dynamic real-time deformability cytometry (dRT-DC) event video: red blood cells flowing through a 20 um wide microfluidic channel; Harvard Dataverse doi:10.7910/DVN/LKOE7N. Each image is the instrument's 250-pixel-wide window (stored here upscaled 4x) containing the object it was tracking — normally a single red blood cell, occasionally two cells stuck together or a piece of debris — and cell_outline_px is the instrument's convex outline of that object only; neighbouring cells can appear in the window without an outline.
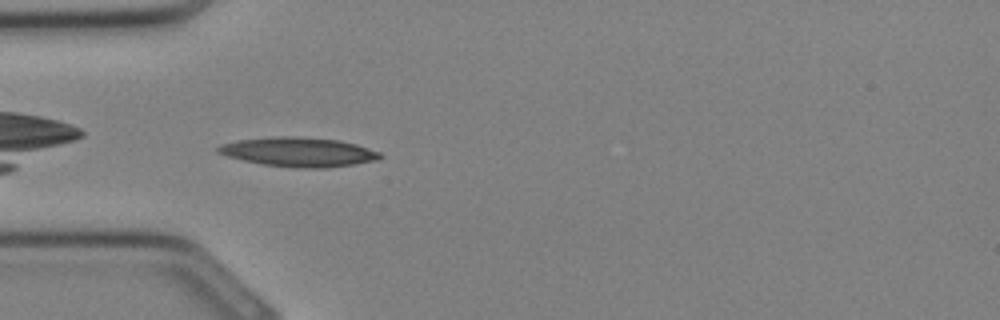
{"species": "Egyptian fruit bat (a non-hibernating species)", "species_latin": "Rousettus aegyptiacus", "temperature_condition": "cold", "stored_images_in_passage": 23, "camera_frame_rate_fps": 3000, "um_per_image_px": 0.085, "animal": {"sex": "female"}, "frame": {"image": 1, "passage_image": 4, "time_ms": 1.0, "image_size_px": [1000, 320], "cell_outline_px": [[384, 156], [376, 160], [352, 164], [324, 168], [300, 168], [264, 164], [244, 160], [228, 156], [216, 152], [216, 148], [220, 144], [236, 140], [272, 136], [292, 136], [340, 140], [356, 144], [380, 152]], "centroid_in_image_um": [25.36, 12.9], "position_along_channel_um": 59.6, "area_um2": 27.57}}
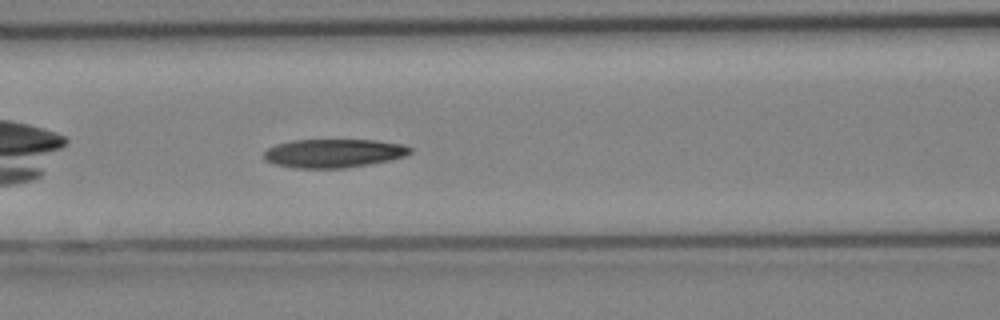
{"frame": {"image": 2, "passage_image": 8, "time_ms": 2.333, "image_size_px": [1000, 320], "cell_outline_px": [[412, 152], [404, 156], [388, 160], [368, 164], [344, 168], [296, 168], [272, 164], [264, 160], [264, 152], [268, 148], [276, 144], [292, 140], [376, 140], [404, 144], [412, 148]], "centroid_in_image_um": [28.34, 13.02], "position_along_channel_um": 138.3, "area_um2": 24.45}}
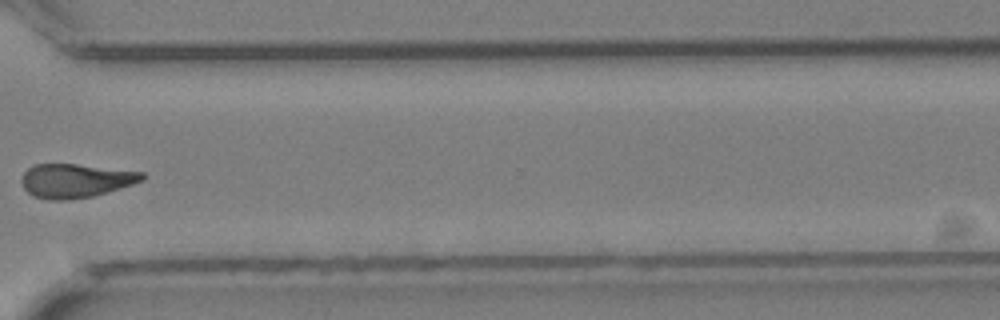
{"frame": {"image": 3, "passage_image": 19, "time_ms": 6.0, "image_size_px": [1000, 320], "cell_outline_px": [[144, 176], [140, 180], [132, 184], [120, 188], [92, 196], [64, 200], [48, 200], [32, 196], [24, 188], [20, 180], [24, 172], [32, 164], [76, 164], [144, 172]], "centroid_in_image_um": [6.35, 15.35], "position_along_channel_um": 364.2, "area_um2": 23.64}}